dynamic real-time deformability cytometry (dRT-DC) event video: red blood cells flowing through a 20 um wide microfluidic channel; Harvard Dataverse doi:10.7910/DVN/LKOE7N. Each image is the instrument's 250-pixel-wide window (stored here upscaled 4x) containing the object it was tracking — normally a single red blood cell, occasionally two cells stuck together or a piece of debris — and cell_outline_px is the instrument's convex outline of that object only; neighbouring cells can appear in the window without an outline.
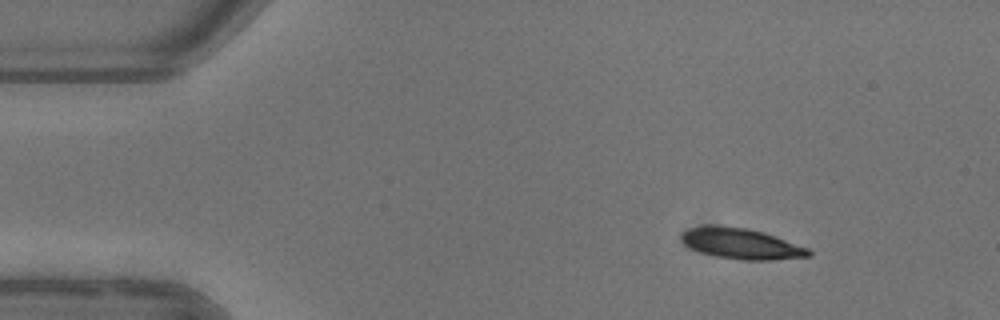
{"species": "common noctule bat (a hibernating species)", "species_latin": "Nyctalus noctula", "temperature_condition": "warm", "stored_images_in_passage": 3, "camera_frame_rate_fps": 3000, "um_per_image_px": 0.085, "animal": {"sex": "female"}, "frame": {"image": 1, "passage_image": 1, "time_ms": 0.0, "image_size_px": [1000, 320], "cell_outline_px": [[812, 256], [772, 260], [740, 260], [716, 256], [692, 248], [684, 244], [680, 236], [688, 228], [748, 228], [764, 232], [776, 236], [808, 248], [812, 252]], "centroid_in_image_um": [63.12, 20.75], "position_along_channel_um": 21.9, "area_um2": 21.96}}